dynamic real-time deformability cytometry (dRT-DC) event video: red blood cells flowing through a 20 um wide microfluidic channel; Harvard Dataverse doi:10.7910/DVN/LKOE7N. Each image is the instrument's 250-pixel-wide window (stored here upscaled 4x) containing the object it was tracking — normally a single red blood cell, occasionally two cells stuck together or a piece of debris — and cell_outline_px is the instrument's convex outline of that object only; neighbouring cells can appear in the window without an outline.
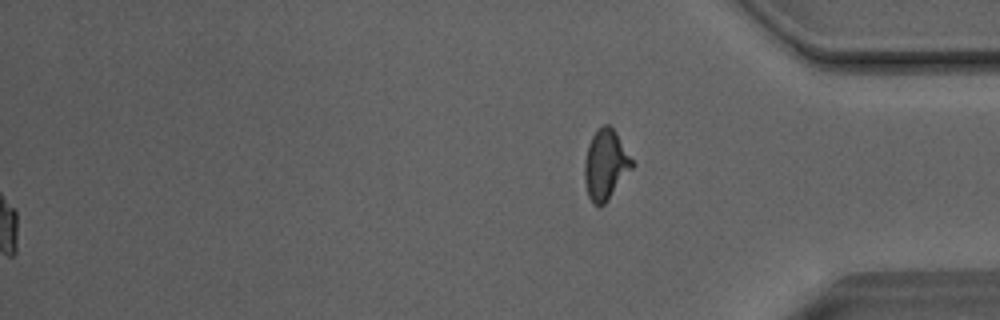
{"species": "Egyptian fruit bat (a non-hibernating species)", "species_latin": "Rousettus aegyptiacus", "temperature_condition": "room temperature", "stored_images_in_passage": 51, "segment_of_instrument_passage": [2, 2], "camera_frame_rate_fps": 3000, "um_per_image_px": 0.085, "animal": {"sex": "male"}, "frame": {"image": 1, "passage_image": 51, "time_ms": 16.667, "image_size_px": [1000, 320], "cell_outline_px": [[636, 164], [608, 200], [604, 204], [592, 204], [588, 196], [584, 180], [584, 160], [588, 144], [592, 136], [604, 124], [608, 124], [616, 132]], "centroid_in_image_um": [51.48, 14.0], "position_along_channel_um": 383.7, "area_um2": 19.48}}